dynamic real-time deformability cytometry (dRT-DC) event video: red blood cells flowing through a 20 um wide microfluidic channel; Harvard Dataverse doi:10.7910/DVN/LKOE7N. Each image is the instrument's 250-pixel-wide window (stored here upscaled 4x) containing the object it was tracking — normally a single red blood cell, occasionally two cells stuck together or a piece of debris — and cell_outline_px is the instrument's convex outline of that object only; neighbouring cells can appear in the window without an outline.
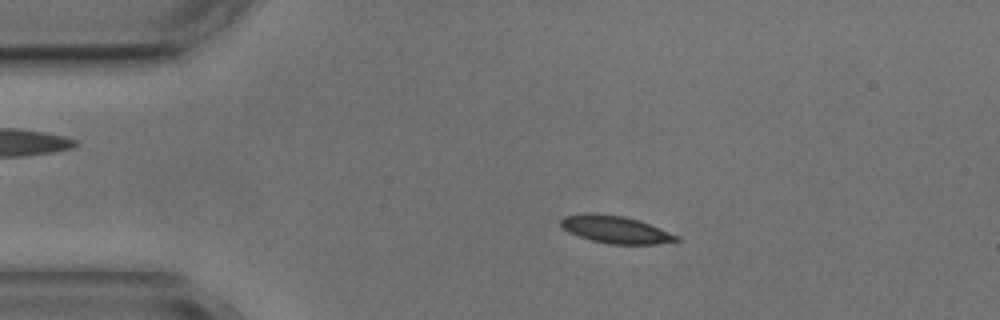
{"species": "common noctule bat (a hibernating species)", "species_latin": "Nyctalus noctula", "temperature_condition": "cold", "stored_images_in_passage": 55, "camera_frame_rate_fps": 3000, "um_per_image_px": 0.085, "animal": {"sex": "male", "body_mass_g": 17.9, "forearm_length_mm": 54.2}, "frame": {"image": 1, "passage_image": 10, "time_ms": 3.0, "image_size_px": [1000, 320], "cell_outline_px": [[684, 240], [656, 244], [608, 244], [592, 240], [568, 232], [560, 224], [560, 220], [564, 216], [584, 212], [624, 216], [648, 224], [680, 236]], "centroid_in_image_um": [52.32, 19.51], "position_along_channel_um": 32.7, "area_um2": 18.38}}
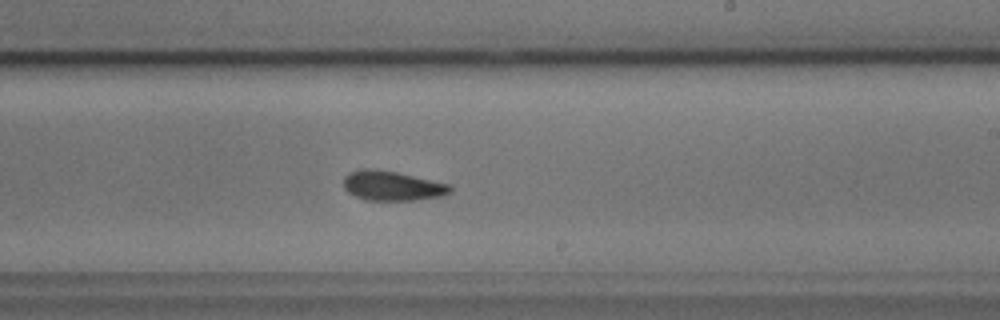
{"frame": {"image": 2, "passage_image": 32, "time_ms": 10.333, "image_size_px": [1000, 320], "cell_outline_px": [[452, 192], [444, 196], [412, 200], [364, 200], [348, 192], [344, 188], [344, 176], [348, 172], [360, 168], [376, 168], [396, 172], [452, 184]], "centroid_in_image_um": [33.35, 15.78], "position_along_channel_um": 255.7, "area_um2": 18.73}}
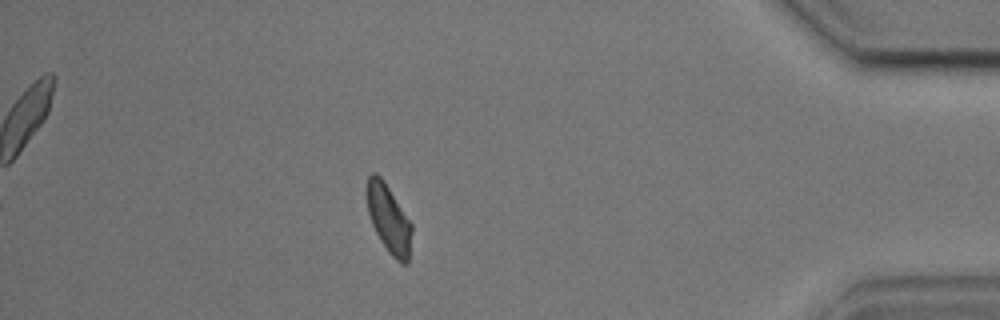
{"frame": {"image": 3, "passage_image": 48, "time_ms": 15.667, "image_size_px": [1000, 320], "cell_outline_px": [[412, 232], [408, 264], [400, 264], [388, 252], [380, 240], [372, 224], [368, 212], [364, 192], [368, 176], [372, 172], [376, 172], [384, 180], [412, 224]], "centroid_in_image_um": [33.01, 18.58], "position_along_channel_um": 402.2, "area_um2": 18.21}, "authors_computed_cell_mechanics": {"area_um2": 18.3804, "velocity_mm_per_s": 3.5751, "shape_relaxation_time_tau1_ms": 3.0172, "shape_relaxation_time_tau2_ms": 3.5057, "deformation_change_tau1": 0.1232, "deformation_change_tau2": 0.1023}}